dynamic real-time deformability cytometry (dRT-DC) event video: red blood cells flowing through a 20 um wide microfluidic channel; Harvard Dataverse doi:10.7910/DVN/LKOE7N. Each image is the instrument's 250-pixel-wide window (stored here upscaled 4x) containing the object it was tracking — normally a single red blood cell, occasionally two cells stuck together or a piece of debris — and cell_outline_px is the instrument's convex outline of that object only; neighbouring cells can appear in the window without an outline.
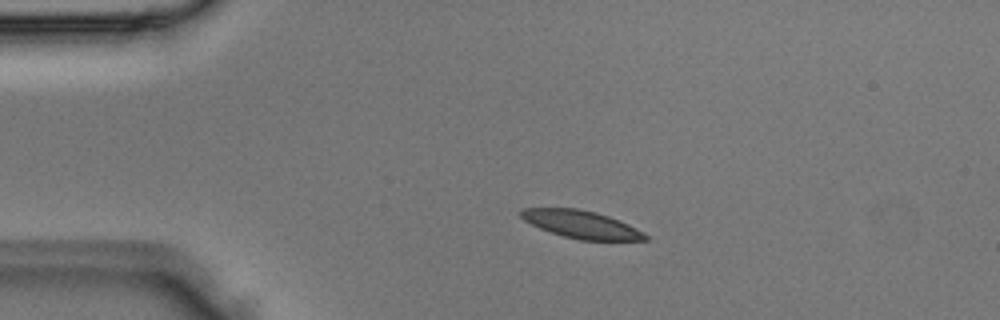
{"species": "Egyptian fruit bat (a non-hibernating species)", "species_latin": "Rousettus aegyptiacus", "temperature_condition": "room temperature", "stored_images_in_passage": 4, "camera_frame_rate_fps": 3000, "um_per_image_px": 0.085, "animal": {"sex": "male"}, "frame": {"image": 1, "passage_image": 2, "time_ms": 0.333, "image_size_px": [1000, 320], "cell_outline_px": [[648, 240], [580, 240], [564, 236], [540, 228], [524, 220], [520, 216], [520, 208], [576, 208], [596, 212], [608, 216], [628, 224], [644, 232], [648, 236]], "centroid_in_image_um": [49.41, 19.07], "position_along_channel_um": 35.6, "area_um2": 19.88}}
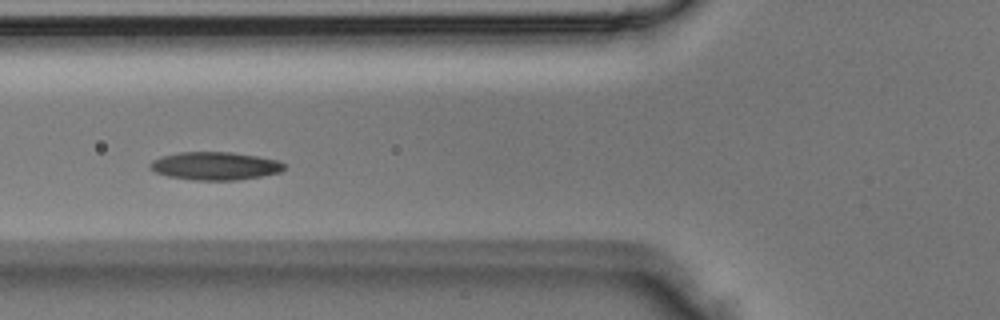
{"frame": {"image": 2, "passage_image": 4, "time_ms": 1.0, "image_size_px": [1000, 320], "cell_outline_px": [[284, 168], [280, 172], [260, 176], [236, 180], [192, 180], [168, 176], [156, 172], [148, 168], [148, 164], [152, 160], [160, 156], [180, 152], [232, 152], [280, 160], [284, 164]], "centroid_in_image_um": [18.24, 14.1], "position_along_channel_um": 107.6, "area_um2": 21.96}}